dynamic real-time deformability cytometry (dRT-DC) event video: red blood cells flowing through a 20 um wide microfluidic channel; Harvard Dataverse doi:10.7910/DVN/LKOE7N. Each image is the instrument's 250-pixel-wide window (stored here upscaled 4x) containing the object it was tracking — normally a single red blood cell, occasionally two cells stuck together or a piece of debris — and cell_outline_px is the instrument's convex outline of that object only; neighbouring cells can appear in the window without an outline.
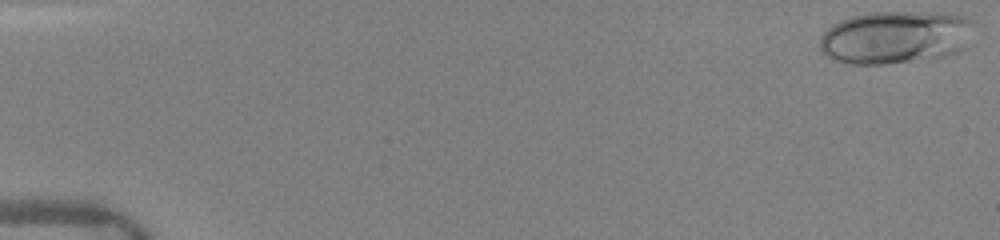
{"species": "human", "species_latin": "Homo sapiens", "temperature_condition": "warm", "stored_images_in_passage": 86, "camera_frame_rate_fps": 3000, "um_per_image_px": 0.085, "donor": {"sex": "female"}, "frame": {"image": 1, "passage_image": 1, "time_ms": 0.0, "image_size_px": [1000, 240], "cell_outline_px": [[972, 20], [964, 48], [956, 52], [944, 56], [884, 64], [848, 64], [832, 60], [820, 48], [820, 36], [832, 24], [840, 20], [852, 16], [872, 12], [920, 12], [968, 16]], "centroid_in_image_um": [76.04, 3.16], "position_along_channel_um": 9.0, "area_um2": 47.05}}
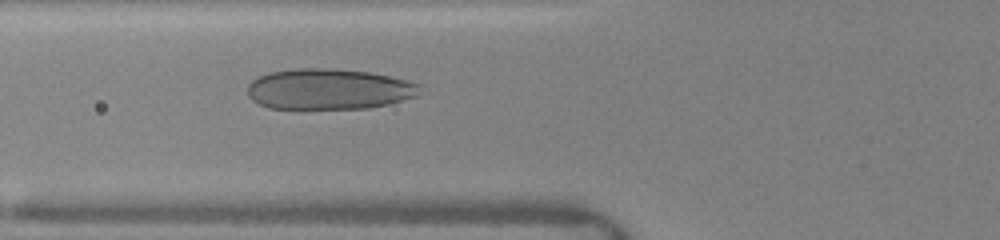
{"frame": {"image": 2, "passage_image": 43, "time_ms": 6.0, "image_size_px": [1000, 240], "cell_outline_px": [[420, 84], [416, 96], [388, 104], [368, 108], [268, 108], [252, 100], [248, 96], [248, 84], [252, 80], [268, 72], [292, 68], [328, 68], [372, 72]], "centroid_in_image_um": [27.9, 7.56], "position_along_channel_um": 97.9, "area_um2": 40.75}}
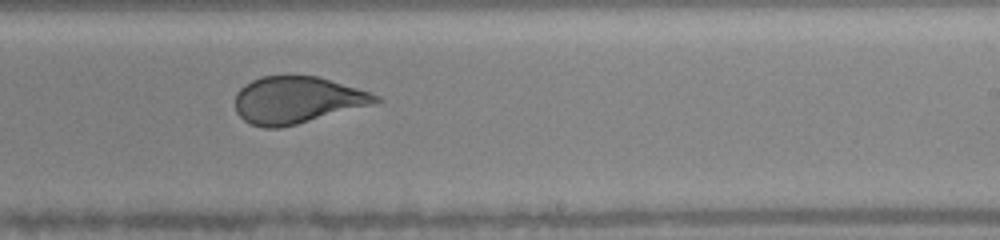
{"frame": {"image": 3, "passage_image": 71, "time_ms": 10.0, "image_size_px": [1000, 240], "cell_outline_px": [[384, 100], [372, 104], [296, 124], [280, 128], [264, 128], [252, 124], [244, 120], [236, 112], [236, 92], [244, 84], [252, 80], [264, 76], [320, 76], [372, 92], [380, 96]], "centroid_in_image_um": [25.26, 8.49], "position_along_channel_um": 263.7, "area_um2": 38.32}}